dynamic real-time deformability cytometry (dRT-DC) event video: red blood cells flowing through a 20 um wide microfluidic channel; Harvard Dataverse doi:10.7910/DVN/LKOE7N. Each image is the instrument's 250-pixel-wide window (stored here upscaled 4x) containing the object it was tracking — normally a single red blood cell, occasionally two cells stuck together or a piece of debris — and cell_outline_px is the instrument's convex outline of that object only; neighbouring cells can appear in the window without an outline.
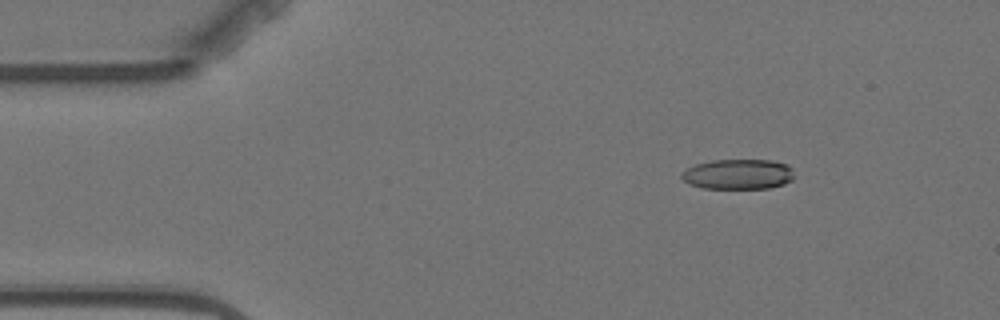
{"species": "Egyptian fruit bat (a non-hibernating species)", "species_latin": "Rousettus aegyptiacus", "temperature_condition": "warm", "stored_images_in_passage": 10, "camera_frame_rate_fps": 3000, "um_per_image_px": 0.085, "animal": {"sex": "female"}, "frame": {"image": 1, "passage_image": 3, "time_ms": 2.333, "image_size_px": [1000, 320], "cell_outline_px": [[796, 176], [792, 180], [784, 184], [768, 188], [700, 188], [688, 184], [680, 176], [680, 172], [696, 164], [712, 160], [772, 160], [788, 164], [792, 168]], "centroid_in_image_um": [62.76, 14.8], "position_along_channel_um": 22.2, "area_um2": 20.06}}
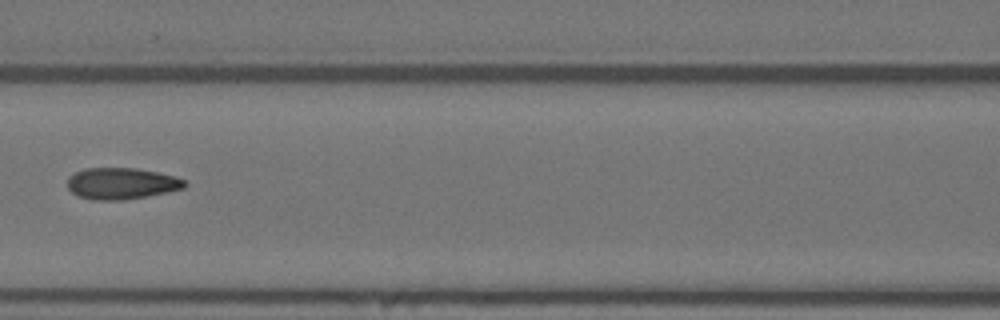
{"frame": {"image": 2, "passage_image": 7, "time_ms": 8.0, "image_size_px": [1000, 320], "cell_outline_px": [[188, 184], [184, 188], [168, 192], [148, 196], [124, 200], [92, 200], [80, 196], [72, 192], [68, 188], [68, 176], [84, 168], [136, 168], [156, 172], [172, 176], [184, 180]], "centroid_in_image_um": [10.32, 15.6], "position_along_channel_um": 156.3, "area_um2": 21.44}}
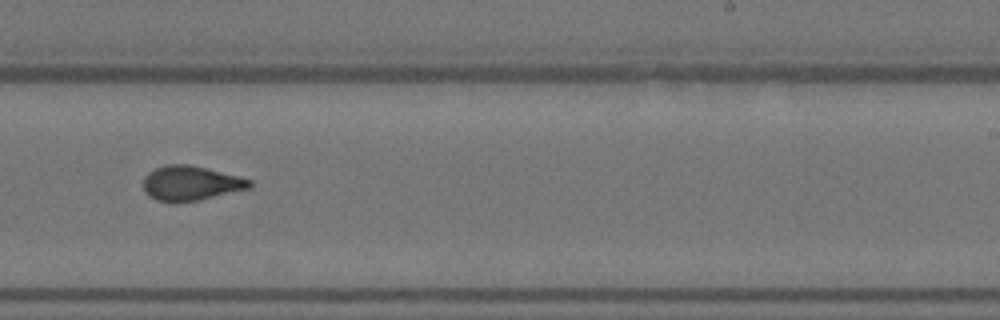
{"frame": {"image": 3, "passage_image": 10, "time_ms": 11.333, "image_size_px": [1000, 320], "cell_outline_px": [[252, 188], [196, 200], [176, 204], [156, 200], [148, 196], [144, 188], [144, 176], [148, 172], [164, 164], [188, 164], [240, 176], [252, 180]], "centroid_in_image_um": [16.2, 15.58], "position_along_channel_um": 272.8, "area_um2": 21.68}}